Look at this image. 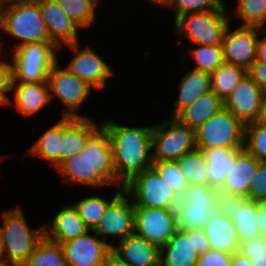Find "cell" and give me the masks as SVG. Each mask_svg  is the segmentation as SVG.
Listing matches in <instances>:
<instances>
[{"label": "cell", "mask_w": 266, "mask_h": 266, "mask_svg": "<svg viewBox=\"0 0 266 266\" xmlns=\"http://www.w3.org/2000/svg\"><path fill=\"white\" fill-rule=\"evenodd\" d=\"M234 12L236 17L243 22L241 26L265 28L266 0H237V7Z\"/></svg>", "instance_id": "obj_37"}, {"label": "cell", "mask_w": 266, "mask_h": 266, "mask_svg": "<svg viewBox=\"0 0 266 266\" xmlns=\"http://www.w3.org/2000/svg\"><path fill=\"white\" fill-rule=\"evenodd\" d=\"M218 211L228 216L238 232L240 243L259 235L257 201L218 191Z\"/></svg>", "instance_id": "obj_15"}, {"label": "cell", "mask_w": 266, "mask_h": 266, "mask_svg": "<svg viewBox=\"0 0 266 266\" xmlns=\"http://www.w3.org/2000/svg\"><path fill=\"white\" fill-rule=\"evenodd\" d=\"M175 30L194 45H222L228 29L229 15L225 5L220 10L187 13L174 20ZM181 39V40H180Z\"/></svg>", "instance_id": "obj_5"}, {"label": "cell", "mask_w": 266, "mask_h": 266, "mask_svg": "<svg viewBox=\"0 0 266 266\" xmlns=\"http://www.w3.org/2000/svg\"><path fill=\"white\" fill-rule=\"evenodd\" d=\"M48 84L50 99L56 96L67 109L63 116L88 117L77 113L89 98L91 91L95 90L87 82L70 73L65 67L60 68L57 62L49 71Z\"/></svg>", "instance_id": "obj_12"}, {"label": "cell", "mask_w": 266, "mask_h": 266, "mask_svg": "<svg viewBox=\"0 0 266 266\" xmlns=\"http://www.w3.org/2000/svg\"><path fill=\"white\" fill-rule=\"evenodd\" d=\"M64 46H68L67 48L76 53L65 68L87 82L95 90L106 88V79L114 74L111 66L89 46L80 49L79 42H77L63 45L58 50Z\"/></svg>", "instance_id": "obj_16"}, {"label": "cell", "mask_w": 266, "mask_h": 266, "mask_svg": "<svg viewBox=\"0 0 266 266\" xmlns=\"http://www.w3.org/2000/svg\"><path fill=\"white\" fill-rule=\"evenodd\" d=\"M68 17L79 27L89 28L96 20V7L101 0H56Z\"/></svg>", "instance_id": "obj_34"}, {"label": "cell", "mask_w": 266, "mask_h": 266, "mask_svg": "<svg viewBox=\"0 0 266 266\" xmlns=\"http://www.w3.org/2000/svg\"><path fill=\"white\" fill-rule=\"evenodd\" d=\"M0 35H1V34H0ZM1 38H2V37H0V59L3 58L2 55H1V53H2V49H3V48H2V43H1V40H2ZM1 61H4V58L1 59L0 62H1Z\"/></svg>", "instance_id": "obj_56"}, {"label": "cell", "mask_w": 266, "mask_h": 266, "mask_svg": "<svg viewBox=\"0 0 266 266\" xmlns=\"http://www.w3.org/2000/svg\"><path fill=\"white\" fill-rule=\"evenodd\" d=\"M15 1H26V0H0V4H4L7 2H15Z\"/></svg>", "instance_id": "obj_55"}, {"label": "cell", "mask_w": 266, "mask_h": 266, "mask_svg": "<svg viewBox=\"0 0 266 266\" xmlns=\"http://www.w3.org/2000/svg\"><path fill=\"white\" fill-rule=\"evenodd\" d=\"M0 28L18 39L12 50L31 43L53 42L37 0L0 4Z\"/></svg>", "instance_id": "obj_3"}, {"label": "cell", "mask_w": 266, "mask_h": 266, "mask_svg": "<svg viewBox=\"0 0 266 266\" xmlns=\"http://www.w3.org/2000/svg\"><path fill=\"white\" fill-rule=\"evenodd\" d=\"M196 147H244L245 125L226 108H222L196 131Z\"/></svg>", "instance_id": "obj_9"}, {"label": "cell", "mask_w": 266, "mask_h": 266, "mask_svg": "<svg viewBox=\"0 0 266 266\" xmlns=\"http://www.w3.org/2000/svg\"><path fill=\"white\" fill-rule=\"evenodd\" d=\"M246 74L245 69L224 62L210 74L211 90L224 101Z\"/></svg>", "instance_id": "obj_31"}, {"label": "cell", "mask_w": 266, "mask_h": 266, "mask_svg": "<svg viewBox=\"0 0 266 266\" xmlns=\"http://www.w3.org/2000/svg\"><path fill=\"white\" fill-rule=\"evenodd\" d=\"M232 254L209 249L200 254L196 266H230Z\"/></svg>", "instance_id": "obj_43"}, {"label": "cell", "mask_w": 266, "mask_h": 266, "mask_svg": "<svg viewBox=\"0 0 266 266\" xmlns=\"http://www.w3.org/2000/svg\"><path fill=\"white\" fill-rule=\"evenodd\" d=\"M3 242V259L21 266L44 238V226L32 229L23 210L18 206L13 211H3V227L0 226Z\"/></svg>", "instance_id": "obj_4"}, {"label": "cell", "mask_w": 266, "mask_h": 266, "mask_svg": "<svg viewBox=\"0 0 266 266\" xmlns=\"http://www.w3.org/2000/svg\"><path fill=\"white\" fill-rule=\"evenodd\" d=\"M3 259V242L1 238V231H0V260Z\"/></svg>", "instance_id": "obj_53"}, {"label": "cell", "mask_w": 266, "mask_h": 266, "mask_svg": "<svg viewBox=\"0 0 266 266\" xmlns=\"http://www.w3.org/2000/svg\"><path fill=\"white\" fill-rule=\"evenodd\" d=\"M237 148H208L202 152L207 160L209 185L218 189L224 182L232 163L236 161Z\"/></svg>", "instance_id": "obj_30"}, {"label": "cell", "mask_w": 266, "mask_h": 266, "mask_svg": "<svg viewBox=\"0 0 266 266\" xmlns=\"http://www.w3.org/2000/svg\"><path fill=\"white\" fill-rule=\"evenodd\" d=\"M203 230L212 250L228 254H234L238 251L240 244L238 232L234 226V222L228 216L217 211L206 222Z\"/></svg>", "instance_id": "obj_24"}, {"label": "cell", "mask_w": 266, "mask_h": 266, "mask_svg": "<svg viewBox=\"0 0 266 266\" xmlns=\"http://www.w3.org/2000/svg\"><path fill=\"white\" fill-rule=\"evenodd\" d=\"M248 199L266 201V161H261L258 165L248 189Z\"/></svg>", "instance_id": "obj_41"}, {"label": "cell", "mask_w": 266, "mask_h": 266, "mask_svg": "<svg viewBox=\"0 0 266 266\" xmlns=\"http://www.w3.org/2000/svg\"><path fill=\"white\" fill-rule=\"evenodd\" d=\"M262 29L257 26L240 25L231 31L229 25L222 42L225 62L248 71L256 60L258 37Z\"/></svg>", "instance_id": "obj_18"}, {"label": "cell", "mask_w": 266, "mask_h": 266, "mask_svg": "<svg viewBox=\"0 0 266 266\" xmlns=\"http://www.w3.org/2000/svg\"><path fill=\"white\" fill-rule=\"evenodd\" d=\"M111 254L129 266H159L160 248L135 232L113 245Z\"/></svg>", "instance_id": "obj_20"}, {"label": "cell", "mask_w": 266, "mask_h": 266, "mask_svg": "<svg viewBox=\"0 0 266 266\" xmlns=\"http://www.w3.org/2000/svg\"><path fill=\"white\" fill-rule=\"evenodd\" d=\"M247 74L263 92L266 91V62L255 60Z\"/></svg>", "instance_id": "obj_45"}, {"label": "cell", "mask_w": 266, "mask_h": 266, "mask_svg": "<svg viewBox=\"0 0 266 266\" xmlns=\"http://www.w3.org/2000/svg\"><path fill=\"white\" fill-rule=\"evenodd\" d=\"M260 162L244 147L237 148L236 161L232 163L218 191L248 198V189Z\"/></svg>", "instance_id": "obj_22"}, {"label": "cell", "mask_w": 266, "mask_h": 266, "mask_svg": "<svg viewBox=\"0 0 266 266\" xmlns=\"http://www.w3.org/2000/svg\"><path fill=\"white\" fill-rule=\"evenodd\" d=\"M189 51L196 62L193 69L202 72L211 74L225 62L222 45H197Z\"/></svg>", "instance_id": "obj_36"}, {"label": "cell", "mask_w": 266, "mask_h": 266, "mask_svg": "<svg viewBox=\"0 0 266 266\" xmlns=\"http://www.w3.org/2000/svg\"><path fill=\"white\" fill-rule=\"evenodd\" d=\"M195 130L176 118L152 126V161H173L195 150Z\"/></svg>", "instance_id": "obj_8"}, {"label": "cell", "mask_w": 266, "mask_h": 266, "mask_svg": "<svg viewBox=\"0 0 266 266\" xmlns=\"http://www.w3.org/2000/svg\"><path fill=\"white\" fill-rule=\"evenodd\" d=\"M107 266H129L124 263H121L120 261L116 260L112 255L110 256V259L108 260Z\"/></svg>", "instance_id": "obj_51"}, {"label": "cell", "mask_w": 266, "mask_h": 266, "mask_svg": "<svg viewBox=\"0 0 266 266\" xmlns=\"http://www.w3.org/2000/svg\"><path fill=\"white\" fill-rule=\"evenodd\" d=\"M209 249V241L203 229L184 231L178 228L160 248L159 266H196L200 254Z\"/></svg>", "instance_id": "obj_11"}, {"label": "cell", "mask_w": 266, "mask_h": 266, "mask_svg": "<svg viewBox=\"0 0 266 266\" xmlns=\"http://www.w3.org/2000/svg\"><path fill=\"white\" fill-rule=\"evenodd\" d=\"M223 0H168L162 8L174 10V20L187 13L220 10Z\"/></svg>", "instance_id": "obj_40"}, {"label": "cell", "mask_w": 266, "mask_h": 266, "mask_svg": "<svg viewBox=\"0 0 266 266\" xmlns=\"http://www.w3.org/2000/svg\"><path fill=\"white\" fill-rule=\"evenodd\" d=\"M89 230L74 204L64 205L51 221V227L44 225L45 237L59 244L81 236Z\"/></svg>", "instance_id": "obj_23"}, {"label": "cell", "mask_w": 266, "mask_h": 266, "mask_svg": "<svg viewBox=\"0 0 266 266\" xmlns=\"http://www.w3.org/2000/svg\"><path fill=\"white\" fill-rule=\"evenodd\" d=\"M152 168L178 197L189 185L176 160L153 162Z\"/></svg>", "instance_id": "obj_38"}, {"label": "cell", "mask_w": 266, "mask_h": 266, "mask_svg": "<svg viewBox=\"0 0 266 266\" xmlns=\"http://www.w3.org/2000/svg\"><path fill=\"white\" fill-rule=\"evenodd\" d=\"M244 148L260 161H266V125H245Z\"/></svg>", "instance_id": "obj_39"}, {"label": "cell", "mask_w": 266, "mask_h": 266, "mask_svg": "<svg viewBox=\"0 0 266 266\" xmlns=\"http://www.w3.org/2000/svg\"><path fill=\"white\" fill-rule=\"evenodd\" d=\"M224 108V102L212 90L189 107L183 109L175 118L195 131L207 122L213 115Z\"/></svg>", "instance_id": "obj_28"}, {"label": "cell", "mask_w": 266, "mask_h": 266, "mask_svg": "<svg viewBox=\"0 0 266 266\" xmlns=\"http://www.w3.org/2000/svg\"><path fill=\"white\" fill-rule=\"evenodd\" d=\"M253 123H261L266 125V91L262 93L259 113L256 118V121Z\"/></svg>", "instance_id": "obj_48"}, {"label": "cell", "mask_w": 266, "mask_h": 266, "mask_svg": "<svg viewBox=\"0 0 266 266\" xmlns=\"http://www.w3.org/2000/svg\"><path fill=\"white\" fill-rule=\"evenodd\" d=\"M11 90H14L16 111L27 117L37 113L51 101L48 81L12 82Z\"/></svg>", "instance_id": "obj_26"}, {"label": "cell", "mask_w": 266, "mask_h": 266, "mask_svg": "<svg viewBox=\"0 0 266 266\" xmlns=\"http://www.w3.org/2000/svg\"><path fill=\"white\" fill-rule=\"evenodd\" d=\"M0 266H16V265L6 262L4 259H2L0 260Z\"/></svg>", "instance_id": "obj_54"}, {"label": "cell", "mask_w": 266, "mask_h": 266, "mask_svg": "<svg viewBox=\"0 0 266 266\" xmlns=\"http://www.w3.org/2000/svg\"><path fill=\"white\" fill-rule=\"evenodd\" d=\"M50 39L61 47L77 43L78 26L68 17L56 0H37Z\"/></svg>", "instance_id": "obj_21"}, {"label": "cell", "mask_w": 266, "mask_h": 266, "mask_svg": "<svg viewBox=\"0 0 266 266\" xmlns=\"http://www.w3.org/2000/svg\"><path fill=\"white\" fill-rule=\"evenodd\" d=\"M123 189L108 205L99 224L93 230L103 240L107 236L119 237V241L134 233V205Z\"/></svg>", "instance_id": "obj_17"}, {"label": "cell", "mask_w": 266, "mask_h": 266, "mask_svg": "<svg viewBox=\"0 0 266 266\" xmlns=\"http://www.w3.org/2000/svg\"><path fill=\"white\" fill-rule=\"evenodd\" d=\"M178 100L174 102L172 118H175L183 109L189 107L202 95L211 91L210 74L201 70L188 71L181 78L178 85Z\"/></svg>", "instance_id": "obj_27"}, {"label": "cell", "mask_w": 266, "mask_h": 266, "mask_svg": "<svg viewBox=\"0 0 266 266\" xmlns=\"http://www.w3.org/2000/svg\"><path fill=\"white\" fill-rule=\"evenodd\" d=\"M237 252L241 255L266 254V235L259 234L253 239L241 242Z\"/></svg>", "instance_id": "obj_44"}, {"label": "cell", "mask_w": 266, "mask_h": 266, "mask_svg": "<svg viewBox=\"0 0 266 266\" xmlns=\"http://www.w3.org/2000/svg\"><path fill=\"white\" fill-rule=\"evenodd\" d=\"M61 246L68 266H107L113 244H108L93 230H89L61 243Z\"/></svg>", "instance_id": "obj_14"}, {"label": "cell", "mask_w": 266, "mask_h": 266, "mask_svg": "<svg viewBox=\"0 0 266 266\" xmlns=\"http://www.w3.org/2000/svg\"><path fill=\"white\" fill-rule=\"evenodd\" d=\"M230 266H253L251 260L238 252L232 254V260Z\"/></svg>", "instance_id": "obj_49"}, {"label": "cell", "mask_w": 266, "mask_h": 266, "mask_svg": "<svg viewBox=\"0 0 266 266\" xmlns=\"http://www.w3.org/2000/svg\"><path fill=\"white\" fill-rule=\"evenodd\" d=\"M12 62L1 61L0 62V105L12 104L10 97L6 93L12 91Z\"/></svg>", "instance_id": "obj_42"}, {"label": "cell", "mask_w": 266, "mask_h": 266, "mask_svg": "<svg viewBox=\"0 0 266 266\" xmlns=\"http://www.w3.org/2000/svg\"><path fill=\"white\" fill-rule=\"evenodd\" d=\"M257 225L260 234L266 235V202L257 201Z\"/></svg>", "instance_id": "obj_46"}, {"label": "cell", "mask_w": 266, "mask_h": 266, "mask_svg": "<svg viewBox=\"0 0 266 266\" xmlns=\"http://www.w3.org/2000/svg\"><path fill=\"white\" fill-rule=\"evenodd\" d=\"M262 89L246 74L225 98L224 108L244 125L253 123L259 113Z\"/></svg>", "instance_id": "obj_19"}, {"label": "cell", "mask_w": 266, "mask_h": 266, "mask_svg": "<svg viewBox=\"0 0 266 266\" xmlns=\"http://www.w3.org/2000/svg\"><path fill=\"white\" fill-rule=\"evenodd\" d=\"M123 188L133 197L134 207L176 210L179 202V197L153 168L134 175Z\"/></svg>", "instance_id": "obj_10"}, {"label": "cell", "mask_w": 266, "mask_h": 266, "mask_svg": "<svg viewBox=\"0 0 266 266\" xmlns=\"http://www.w3.org/2000/svg\"><path fill=\"white\" fill-rule=\"evenodd\" d=\"M54 42L31 43L13 50L12 82L48 81L49 71L59 62Z\"/></svg>", "instance_id": "obj_6"}, {"label": "cell", "mask_w": 266, "mask_h": 266, "mask_svg": "<svg viewBox=\"0 0 266 266\" xmlns=\"http://www.w3.org/2000/svg\"><path fill=\"white\" fill-rule=\"evenodd\" d=\"M261 35L258 37L256 60L266 62V28L262 29Z\"/></svg>", "instance_id": "obj_47"}, {"label": "cell", "mask_w": 266, "mask_h": 266, "mask_svg": "<svg viewBox=\"0 0 266 266\" xmlns=\"http://www.w3.org/2000/svg\"><path fill=\"white\" fill-rule=\"evenodd\" d=\"M243 256L248 257L253 266H266V254Z\"/></svg>", "instance_id": "obj_50"}, {"label": "cell", "mask_w": 266, "mask_h": 266, "mask_svg": "<svg viewBox=\"0 0 266 266\" xmlns=\"http://www.w3.org/2000/svg\"><path fill=\"white\" fill-rule=\"evenodd\" d=\"M177 229L176 210L134 207V232L159 248L167 243Z\"/></svg>", "instance_id": "obj_13"}, {"label": "cell", "mask_w": 266, "mask_h": 266, "mask_svg": "<svg viewBox=\"0 0 266 266\" xmlns=\"http://www.w3.org/2000/svg\"><path fill=\"white\" fill-rule=\"evenodd\" d=\"M218 189L210 185H188L176 207L178 228L187 231L203 229L218 211Z\"/></svg>", "instance_id": "obj_7"}, {"label": "cell", "mask_w": 266, "mask_h": 266, "mask_svg": "<svg viewBox=\"0 0 266 266\" xmlns=\"http://www.w3.org/2000/svg\"><path fill=\"white\" fill-rule=\"evenodd\" d=\"M117 191L112 199L107 200L99 196H89L74 203L80 218L90 230H94L106 211L107 205L124 189L116 187Z\"/></svg>", "instance_id": "obj_35"}, {"label": "cell", "mask_w": 266, "mask_h": 266, "mask_svg": "<svg viewBox=\"0 0 266 266\" xmlns=\"http://www.w3.org/2000/svg\"><path fill=\"white\" fill-rule=\"evenodd\" d=\"M151 2H153L154 4H158V6H160L161 8L164 6V4L168 1V0H149Z\"/></svg>", "instance_id": "obj_52"}, {"label": "cell", "mask_w": 266, "mask_h": 266, "mask_svg": "<svg viewBox=\"0 0 266 266\" xmlns=\"http://www.w3.org/2000/svg\"><path fill=\"white\" fill-rule=\"evenodd\" d=\"M21 266H68V264L61 244L49 241L44 236Z\"/></svg>", "instance_id": "obj_33"}, {"label": "cell", "mask_w": 266, "mask_h": 266, "mask_svg": "<svg viewBox=\"0 0 266 266\" xmlns=\"http://www.w3.org/2000/svg\"><path fill=\"white\" fill-rule=\"evenodd\" d=\"M64 134V116L48 128L34 142L28 155L39 157L52 163L54 169L61 163V145Z\"/></svg>", "instance_id": "obj_29"}, {"label": "cell", "mask_w": 266, "mask_h": 266, "mask_svg": "<svg viewBox=\"0 0 266 266\" xmlns=\"http://www.w3.org/2000/svg\"><path fill=\"white\" fill-rule=\"evenodd\" d=\"M56 170L67 183L91 188L117 187L112 146L106 128L101 124L89 136L83 151L62 161Z\"/></svg>", "instance_id": "obj_1"}, {"label": "cell", "mask_w": 266, "mask_h": 266, "mask_svg": "<svg viewBox=\"0 0 266 266\" xmlns=\"http://www.w3.org/2000/svg\"><path fill=\"white\" fill-rule=\"evenodd\" d=\"M176 161L189 185H209L208 163L202 150L196 148Z\"/></svg>", "instance_id": "obj_32"}, {"label": "cell", "mask_w": 266, "mask_h": 266, "mask_svg": "<svg viewBox=\"0 0 266 266\" xmlns=\"http://www.w3.org/2000/svg\"><path fill=\"white\" fill-rule=\"evenodd\" d=\"M89 117L64 116L61 162L81 153L89 136L100 126Z\"/></svg>", "instance_id": "obj_25"}, {"label": "cell", "mask_w": 266, "mask_h": 266, "mask_svg": "<svg viewBox=\"0 0 266 266\" xmlns=\"http://www.w3.org/2000/svg\"><path fill=\"white\" fill-rule=\"evenodd\" d=\"M101 124L111 142L117 187H124L134 175L152 168V126L127 127L114 120Z\"/></svg>", "instance_id": "obj_2"}, {"label": "cell", "mask_w": 266, "mask_h": 266, "mask_svg": "<svg viewBox=\"0 0 266 266\" xmlns=\"http://www.w3.org/2000/svg\"><path fill=\"white\" fill-rule=\"evenodd\" d=\"M5 157H9V156L8 155L7 156H3V155L1 156L0 155V164L4 161Z\"/></svg>", "instance_id": "obj_57"}]
</instances>
